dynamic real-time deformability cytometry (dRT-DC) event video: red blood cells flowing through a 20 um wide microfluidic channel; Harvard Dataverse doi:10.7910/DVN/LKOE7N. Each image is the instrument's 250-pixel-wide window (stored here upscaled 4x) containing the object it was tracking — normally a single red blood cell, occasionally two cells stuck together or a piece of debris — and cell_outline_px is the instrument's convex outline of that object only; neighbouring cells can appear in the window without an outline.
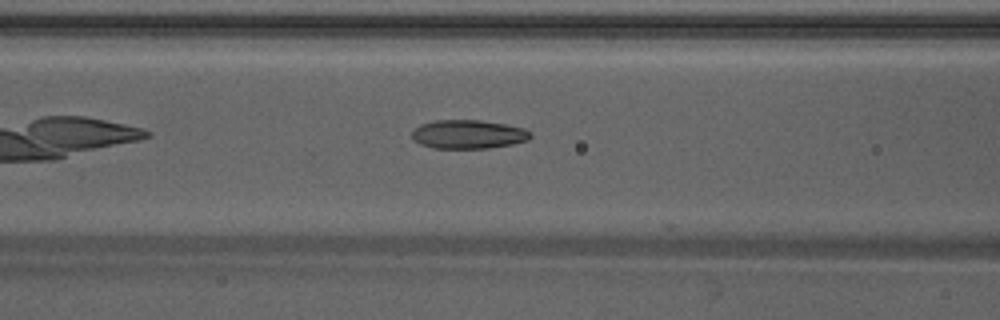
{"species": "Egyptian fruit bat (a non-hibernating species)", "species_latin": "Rousettus aegyptiacus", "temperature_condition": "warm", "stored_images_in_passage": 9, "camera_frame_rate_fps": 3000, "um_per_image_px": 0.085, "animal": {"sex": "male"}, "frame": {"image": 1, "passage_image": 5, "time_ms": 1.333, "image_size_px": [1000, 320], "cell_outline_px": [[532, 136], [528, 140], [512, 144], [488, 148], [432, 148], [420, 144], [412, 140], [412, 132], [420, 124], [436, 120], [480, 120], [504, 124], [524, 128], [532, 132]], "centroid_in_image_um": [39.8, 11.42], "position_along_channel_um": 126.8, "area_um2": 19.94}}
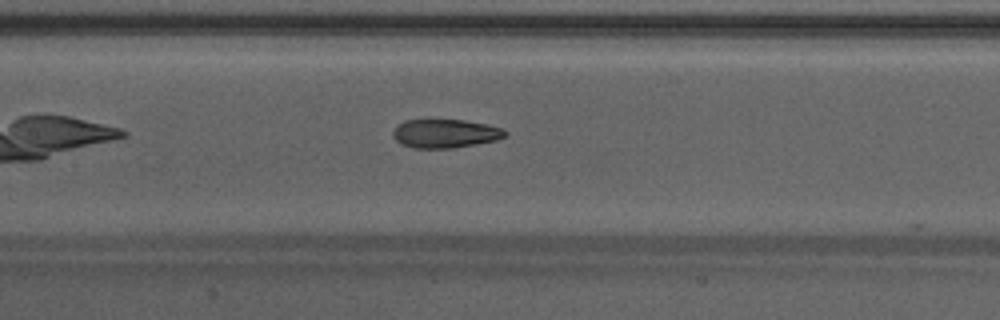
{"frame": {"image": 2, "passage_image": 8, "time_ms": 2.333, "image_size_px": [1000, 320], "cell_outline_px": [[508, 132], [504, 136], [496, 140], [476, 144], [452, 148], [412, 148], [400, 144], [392, 136], [392, 132], [396, 124], [404, 120], [428, 116], [464, 120], [488, 124], [504, 128]], "centroid_in_image_um": [37.77, 11.29], "position_along_channel_um": 169.6, "area_um2": 19.83}}